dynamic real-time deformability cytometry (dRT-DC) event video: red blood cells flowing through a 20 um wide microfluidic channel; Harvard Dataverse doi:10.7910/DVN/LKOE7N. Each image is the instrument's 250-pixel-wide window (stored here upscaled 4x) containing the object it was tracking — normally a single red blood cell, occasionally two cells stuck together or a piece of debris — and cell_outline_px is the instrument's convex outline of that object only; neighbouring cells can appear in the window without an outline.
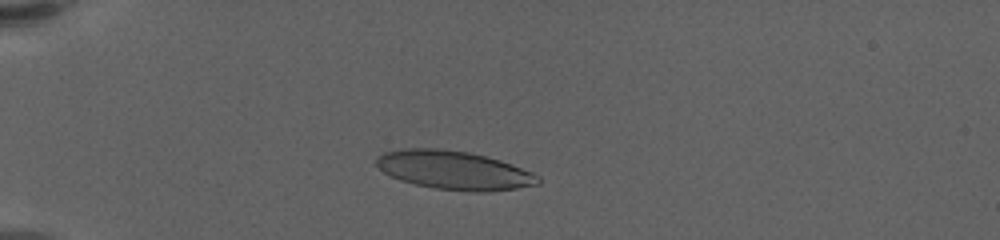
{"species": "human", "species_latin": "Homo sapiens", "temperature_condition": "warm", "stored_images_in_passage": 56, "camera_frame_rate_fps": 3000, "um_per_image_px": 0.085, "donor": {"sex": "female"}, "frame": {"image": 1, "passage_image": 13, "time_ms": 4.0, "image_size_px": [1000, 240], "cell_outline_px": [[540, 184], [516, 188], [488, 192], [472, 192], [436, 188], [416, 184], [400, 180], [384, 172], [376, 164], [376, 156], [384, 152], [404, 148], [436, 148], [468, 152], [500, 160], [512, 164], [532, 172], [540, 176]], "centroid_in_image_um": [38.61, 14.47], "position_along_channel_um": 46.4, "area_um2": 36.36}}
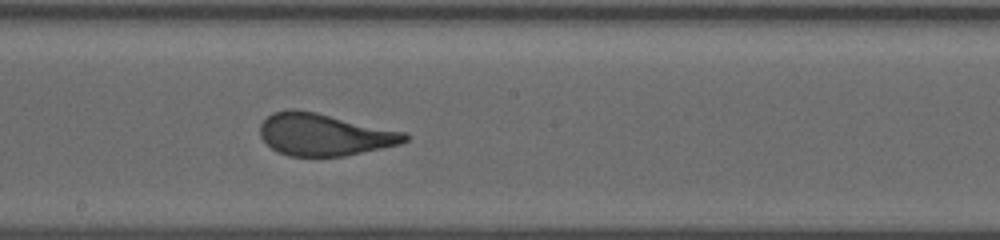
{"frame": {"image": 2, "passage_image": 31, "time_ms": 10.0, "image_size_px": [1000, 240], "cell_outline_px": [[408, 140], [400, 144], [344, 156], [288, 156], [276, 152], [260, 136], [260, 124], [272, 112], [288, 108], [296, 108], [316, 112], [404, 132], [408, 136]], "centroid_in_image_um": [27.51, 11.43], "position_along_channel_um": 220.7, "area_um2": 35.49}}
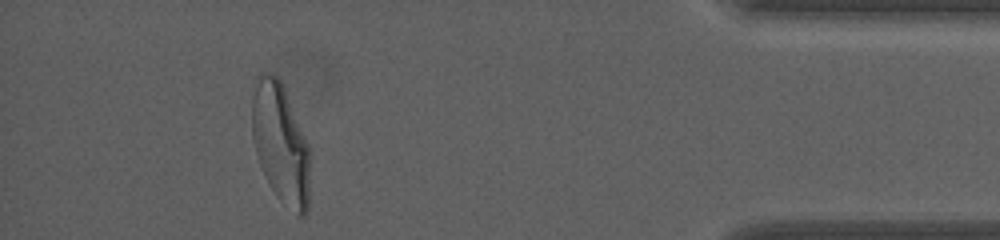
{"frame": {"image": 3, "passage_image": 51, "time_ms": 16.667, "image_size_px": [1000, 240], "cell_outline_px": [[308, 208], [304, 216], [296, 216], [276, 196], [260, 164], [256, 152], [252, 136], [252, 80], [260, 72], [272, 72], [280, 80], [284, 88], [308, 144]], "centroid_in_image_um": [23.81, 12.12], "position_along_channel_um": 411.4, "area_um2": 40.34}, "authors_computed_cell_mechanics": {"area_um2": 36.1828, "velocity_mm_per_s": 3.5243, "shape_relaxation_time_tau1_ms": 5.2436, "shape_relaxation_time_tau2_ms": null, "deformation_change_tau1": 0.2188, "deformation_change_tau2": null}}